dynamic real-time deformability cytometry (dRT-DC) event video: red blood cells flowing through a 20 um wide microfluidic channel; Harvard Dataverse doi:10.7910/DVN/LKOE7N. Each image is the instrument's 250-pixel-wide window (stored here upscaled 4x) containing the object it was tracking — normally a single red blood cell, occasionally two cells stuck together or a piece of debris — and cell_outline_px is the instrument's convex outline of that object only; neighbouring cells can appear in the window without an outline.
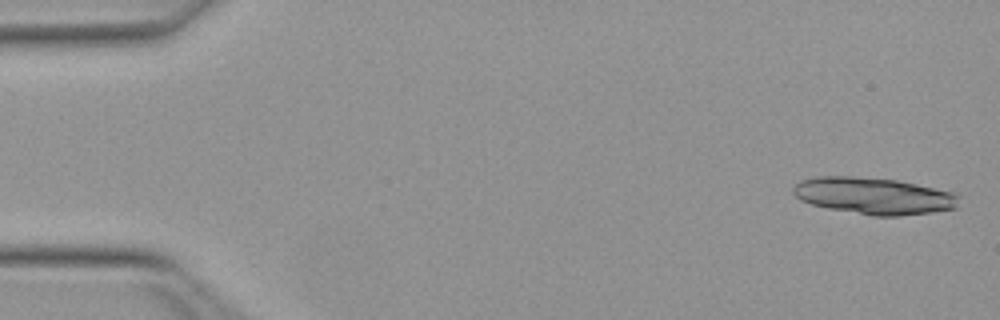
{"species": "Egyptian fruit bat (a non-hibernating species)", "species_latin": "Rousettus aegyptiacus", "temperature_condition": "warm", "stored_images_in_passage": 20, "camera_frame_rate_fps": 3000, "um_per_image_px": 0.085, "animal": {"sex": "female"}, "frame": {"image": 1, "passage_image": 2, "time_ms": 0.333, "image_size_px": [1000, 320], "cell_outline_px": [[960, 196], [956, 208], [932, 212], [900, 216], [872, 216], [828, 208], [812, 204], [800, 200], [792, 192], [792, 188], [800, 180], [816, 176], [852, 176], [896, 180], [956, 192]], "centroid_in_image_um": [74.28, 16.65], "position_along_channel_um": 10.7, "area_um2": 35.66}}
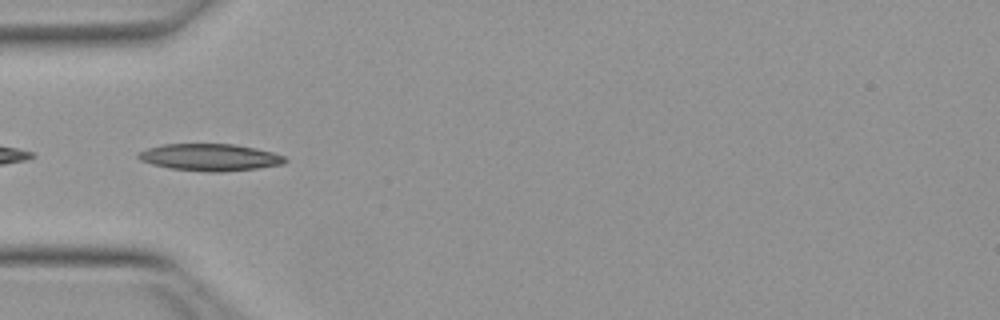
{"frame": {"image": 2, "passage_image": 17, "time_ms": 5.333, "image_size_px": [1000, 320], "cell_outline_px": [[288, 160], [284, 164], [256, 168], [224, 172], [208, 172], [168, 168], [152, 164], [140, 160], [136, 156], [136, 152], [148, 148], [164, 144], [232, 144], [256, 148], [272, 152], [284, 156]], "centroid_in_image_um": [17.82, 13.37], "position_along_channel_um": 67.2, "area_um2": 23.18}}